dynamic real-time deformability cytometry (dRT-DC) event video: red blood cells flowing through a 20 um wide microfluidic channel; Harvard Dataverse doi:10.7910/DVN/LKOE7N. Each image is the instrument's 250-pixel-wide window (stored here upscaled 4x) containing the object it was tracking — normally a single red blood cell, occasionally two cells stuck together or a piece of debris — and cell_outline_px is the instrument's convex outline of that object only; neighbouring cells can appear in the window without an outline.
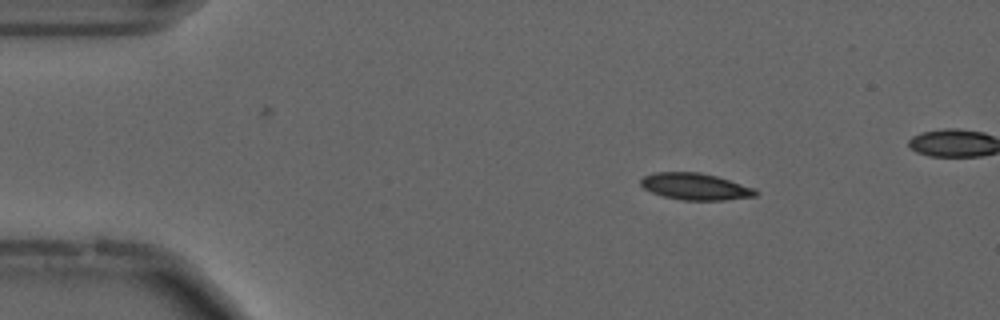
{"species": "common noctule bat (a hibernating species)", "species_latin": "Nyctalus noctula", "temperature_condition": "cold", "stored_images_in_passage": 50, "camera_frame_rate_fps": 3000, "um_per_image_px": 0.085, "animal": {"sex": "male", "forearm_length_mm": 52.5}, "frame": {"image": 1, "passage_image": 8, "time_ms": 2.333, "image_size_px": [1000, 320], "cell_outline_px": [[760, 192], [756, 196], [724, 200], [684, 200], [664, 196], [652, 192], [644, 188], [640, 184], [640, 180], [644, 176], [656, 172], [700, 172], [716, 176], [756, 188]], "centroid_in_image_um": [59.14, 15.85], "position_along_channel_um": 25.9, "area_um2": 17.86}}